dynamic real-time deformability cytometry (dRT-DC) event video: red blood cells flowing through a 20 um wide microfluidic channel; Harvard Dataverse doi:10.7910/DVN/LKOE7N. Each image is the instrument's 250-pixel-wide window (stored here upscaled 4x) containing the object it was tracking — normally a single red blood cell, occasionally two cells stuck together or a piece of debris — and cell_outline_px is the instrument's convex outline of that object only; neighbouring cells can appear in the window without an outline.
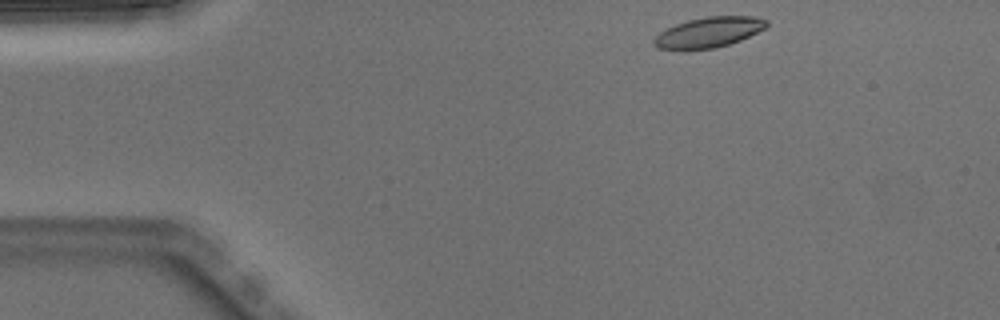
{"species": "Egyptian fruit bat (a non-hibernating species)", "species_latin": "Rousettus aegyptiacus", "temperature_condition": "warm", "stored_images_in_passage": 2, "camera_frame_rate_fps": 3000, "um_per_image_px": 0.085, "animal": {"sex": "male"}, "frame": {"image": 1, "passage_image": 1, "time_ms": 0.0, "image_size_px": [1000, 320], "cell_outline_px": [[768, 24], [764, 28], [740, 40], [716, 48], [680, 52], [656, 48], [652, 44], [652, 40], [660, 32], [676, 24], [688, 20], [708, 16], [756, 16], [768, 20]], "centroid_in_image_um": [60.17, 2.78], "position_along_channel_um": 24.8, "area_um2": 20.35}}